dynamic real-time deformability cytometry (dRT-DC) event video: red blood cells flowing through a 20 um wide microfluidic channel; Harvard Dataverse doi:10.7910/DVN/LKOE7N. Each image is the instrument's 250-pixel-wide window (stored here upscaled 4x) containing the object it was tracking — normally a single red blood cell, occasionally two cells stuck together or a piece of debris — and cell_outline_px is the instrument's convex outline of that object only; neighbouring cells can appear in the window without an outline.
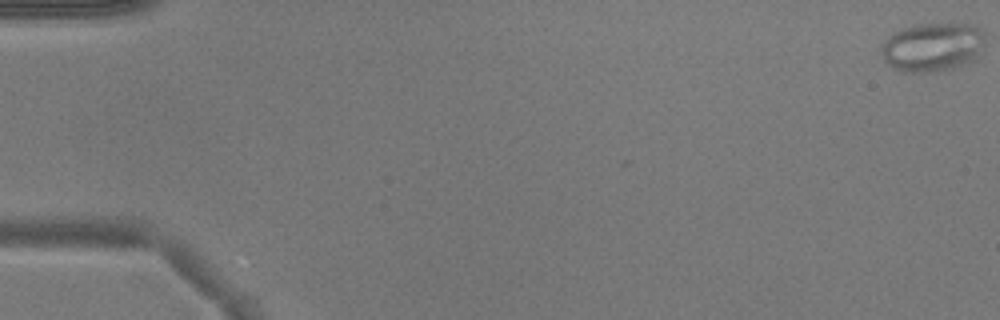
{"species": "common noctule bat (a hibernating species)", "species_latin": "Nyctalus noctula", "temperature_condition": "warm", "stored_images_in_passage": 6, "camera_frame_rate_fps": 3000, "um_per_image_px": 0.085, "animal": {"sex": "male", "body_mass_g": 17.9}, "frame": {"image": 1, "passage_image": 1, "time_ms": 0.0, "image_size_px": [1000, 320], "cell_outline_px": [[984, 44], [976, 60], [952, 68], [932, 72], [900, 72], [888, 64], [884, 60], [880, 52], [884, 40], [892, 32], [900, 28], [916, 24], [976, 24], [984, 32]], "centroid_in_image_um": [79.26, 3.99], "position_along_channel_um": 5.7, "area_um2": 30.0}}